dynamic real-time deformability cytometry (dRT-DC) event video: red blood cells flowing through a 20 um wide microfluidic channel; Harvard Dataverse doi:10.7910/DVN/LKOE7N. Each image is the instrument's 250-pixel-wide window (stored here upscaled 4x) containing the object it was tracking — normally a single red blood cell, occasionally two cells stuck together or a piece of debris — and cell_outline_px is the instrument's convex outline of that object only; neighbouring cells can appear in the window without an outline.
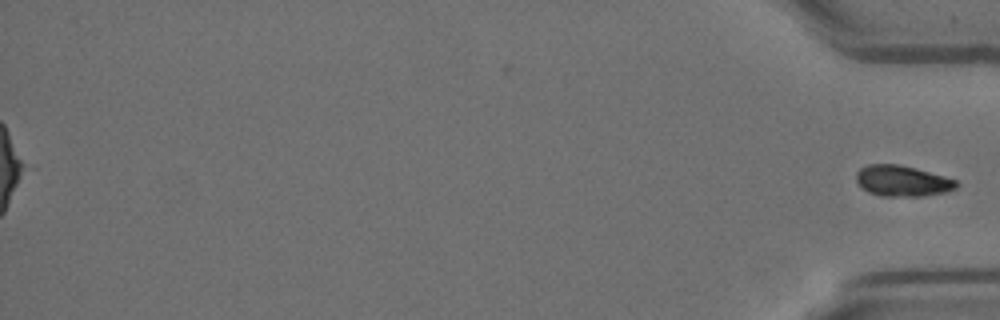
{"species": "Egyptian fruit bat (a non-hibernating species)", "species_latin": "Rousettus aegyptiacus", "temperature_condition": "room temperature", "stored_images_in_passage": 51, "segment_of_instrument_passage": [2, 2], "camera_frame_rate_fps": 3000, "um_per_image_px": 0.085, "animal": {"sex": "female"}, "frame": {"image": 1, "passage_image": 51, "time_ms": 16.667, "image_size_px": [1000, 320], "cell_outline_px": [[960, 184], [956, 188], [944, 192], [924, 196], [880, 196], [868, 192], [860, 188], [856, 180], [856, 172], [860, 168], [868, 164], [900, 164], [916, 168], [944, 176], [956, 180]], "centroid_in_image_um": [76.67, 15.38], "position_along_channel_um": 358.5, "area_um2": 18.21}}